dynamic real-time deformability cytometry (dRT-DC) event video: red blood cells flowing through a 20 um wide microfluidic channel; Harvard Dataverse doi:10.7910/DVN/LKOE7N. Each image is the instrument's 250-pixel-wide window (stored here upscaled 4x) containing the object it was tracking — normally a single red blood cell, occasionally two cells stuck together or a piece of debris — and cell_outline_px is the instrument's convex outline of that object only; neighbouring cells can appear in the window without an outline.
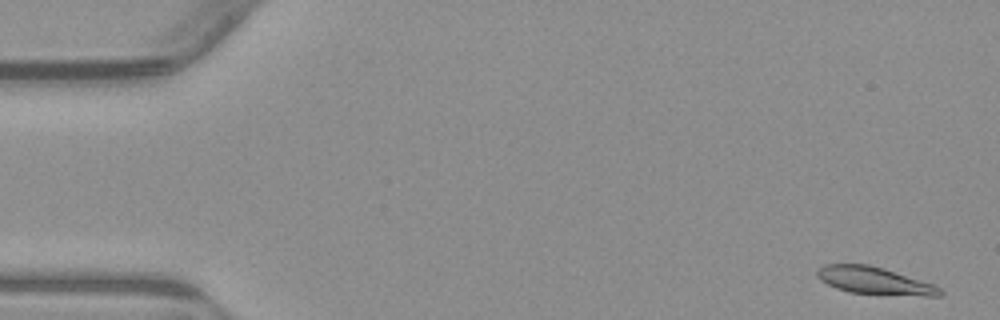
{"species": "common noctule bat (a hibernating species)", "species_latin": "Nyctalus noctula", "temperature_condition": "warm", "stored_images_in_passage": 53, "camera_frame_rate_fps": 3000, "um_per_image_px": 0.085, "animal": {"sex": "male", "body_mass_g": 23.1, "forearm_length_mm": 52.7}, "frame": {"image": 1, "passage_image": 1, "time_ms": 0.0, "image_size_px": [1000, 320], "cell_outline_px": [[944, 292], [940, 296], [924, 296], [848, 292], [836, 288], [820, 280], [816, 276], [816, 272], [824, 264], [868, 264], [884, 268], [932, 284], [940, 288]], "centroid_in_image_um": [74.31, 23.85], "position_along_channel_um": 10.7, "area_um2": 19.36}}
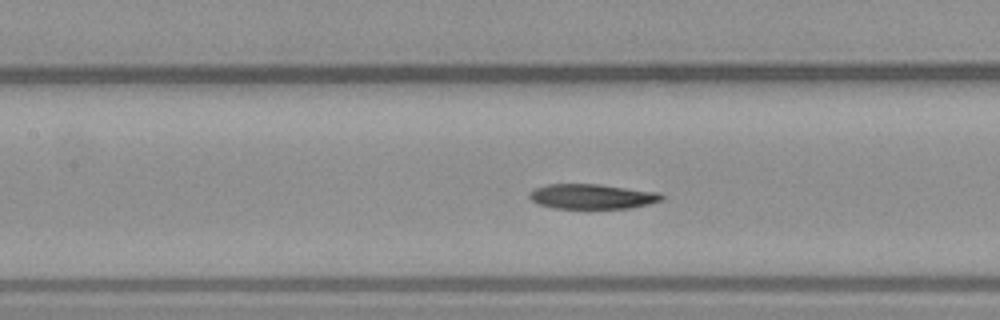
{"frame": {"image": 2, "passage_image": 23, "time_ms": 7.333, "image_size_px": [1000, 320], "cell_outline_px": [[664, 200], [648, 204], [628, 208], [556, 208], [536, 204], [528, 196], [528, 192], [536, 188], [548, 184], [600, 184], [660, 192], [664, 196]], "centroid_in_image_um": [50.34, 16.69], "position_along_channel_um": 157.1, "area_um2": 19.31}}
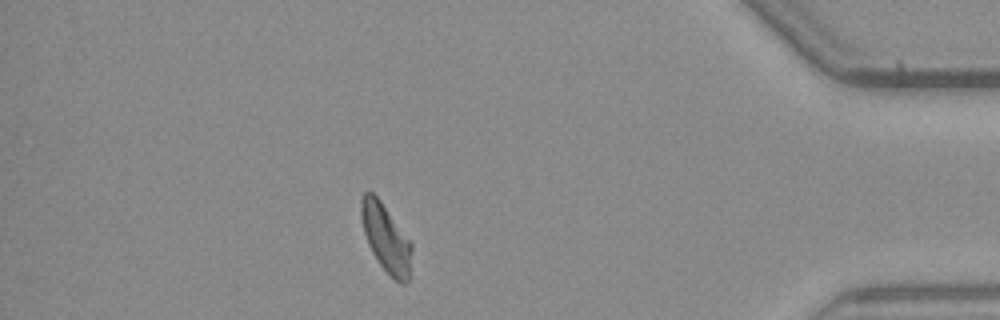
{"frame": {"image": 3, "passage_image": 46, "time_ms": 15.0, "image_size_px": [1000, 320], "cell_outline_px": [[412, 248], [408, 280], [404, 284], [400, 284], [380, 264], [372, 252], [368, 244], [364, 232], [360, 216], [360, 200], [364, 192], [372, 192], [380, 200], [412, 240]], "centroid_in_image_um": [32.81, 20.19], "position_along_channel_um": 402.4, "area_um2": 20.06}, "authors_computed_cell_mechanics": {"area_um2": 20.1144, "velocity_mm_per_s": 3.8227, "shape_relaxation_time_tau1_ms": 5.7994, "shape_relaxation_time_tau2_ms": 4.1187, "deformation_change_tau1": 0.161, "deformation_change_tau2": 0.114}}